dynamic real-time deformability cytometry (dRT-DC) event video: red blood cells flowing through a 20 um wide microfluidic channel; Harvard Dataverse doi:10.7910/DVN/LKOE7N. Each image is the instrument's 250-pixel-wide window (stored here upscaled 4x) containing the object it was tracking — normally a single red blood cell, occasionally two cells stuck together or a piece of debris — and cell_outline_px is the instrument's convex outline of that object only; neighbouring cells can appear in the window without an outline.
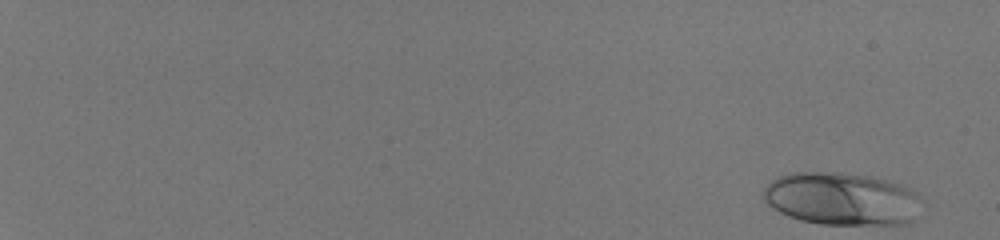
{"species": "human", "species_latin": "Homo sapiens", "temperature_condition": "room temperature", "stored_images_in_passage": 53, "camera_frame_rate_fps": 3000, "um_per_image_px": 0.085, "donor": {"sex": "male"}, "frame": {"image": 1, "passage_image": 1, "time_ms": 0.0, "image_size_px": [1000, 240], "cell_outline_px": [[920, 192], [916, 220], [904, 224], [820, 224], [800, 220], [788, 216], [780, 212], [768, 204], [764, 200], [764, 188], [772, 180], [780, 176], [792, 172], [840, 172], [872, 176], [888, 180], [912, 188]], "centroid_in_image_um": [71.59, 16.89], "position_along_channel_um": 13.4, "area_um2": 49.01}}
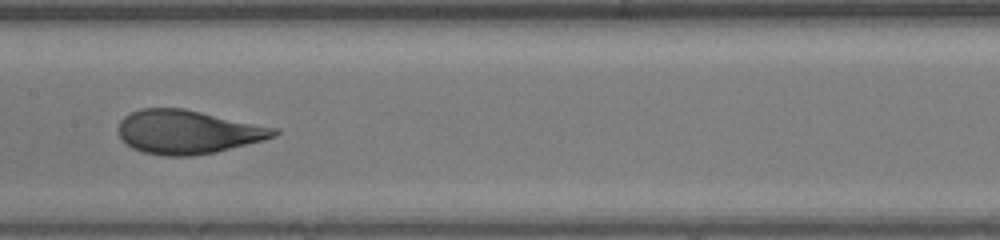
{"frame": {"image": 2, "passage_image": 32, "time_ms": 10.333, "image_size_px": [1000, 240], "cell_outline_px": [[280, 132], [276, 136], [264, 140], [216, 152], [192, 156], [164, 156], [144, 152], [132, 148], [120, 140], [116, 128], [120, 120], [124, 116], [140, 108], [184, 108], [280, 128]], "centroid_in_image_um": [15.96, 11.21], "position_along_channel_um": 191.4, "area_um2": 40.23}}
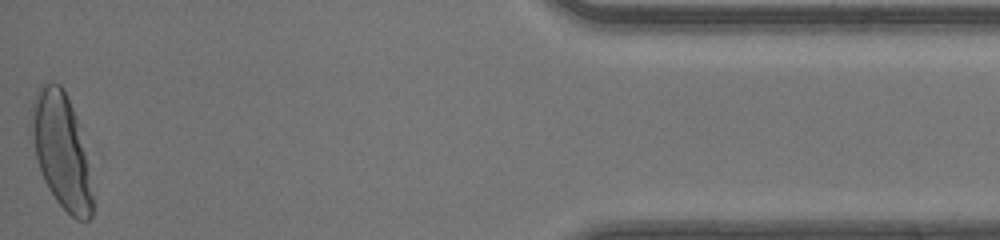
{"frame": {"image": 3, "passage_image": 53, "time_ms": 17.333, "image_size_px": [1000, 240], "cell_outline_px": [[92, 216], [88, 220], [76, 220], [56, 200], [48, 188], [44, 180], [28, 132], [28, 124], [32, 100], [40, 84], [48, 80], [52, 80], [60, 84], [72, 108], [76, 120], [84, 152], [92, 196]], "centroid_in_image_um": [5.12, 12.74], "position_along_channel_um": 430.1, "area_um2": 40.4}, "authors_computed_cell_mechanics": {"area_um2": 40.2288, "velocity_mm_per_s": 4.1739, "shape_relaxation_time_tau1_ms": 3.8987, "shape_relaxation_time_tau2_ms": null, "deformation_change_tau1": 0.208, "deformation_change_tau2": null}}